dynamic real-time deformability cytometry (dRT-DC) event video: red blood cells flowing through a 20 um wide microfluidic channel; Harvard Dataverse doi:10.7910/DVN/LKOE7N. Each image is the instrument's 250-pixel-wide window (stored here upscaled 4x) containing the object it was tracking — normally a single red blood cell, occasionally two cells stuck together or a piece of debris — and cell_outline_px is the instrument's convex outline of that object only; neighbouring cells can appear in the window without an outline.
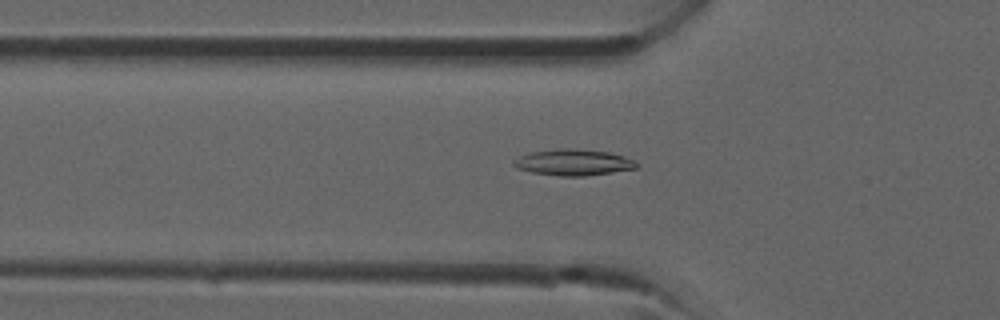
{"species": "common noctule bat (a hibernating species)", "species_latin": "Nyctalus noctula", "temperature_condition": "room temperature", "stored_images_in_passage": 31, "camera_frame_rate_fps": 3000, "um_per_image_px": 0.085, "animal": {"sex": "male", "forearm_length_mm": 52.5}, "frame": {"image": 1, "passage_image": 6, "time_ms": 1.667, "image_size_px": [1000, 320], "cell_outline_px": [[640, 164], [636, 168], [612, 172], [584, 176], [560, 176], [532, 172], [516, 168], [512, 164], [512, 160], [520, 156], [532, 152], [560, 148], [576, 148], [608, 152], [624, 156], [636, 160]], "centroid_in_image_um": [48.75, 13.8], "position_along_channel_um": 77.1, "area_um2": 18.84}}
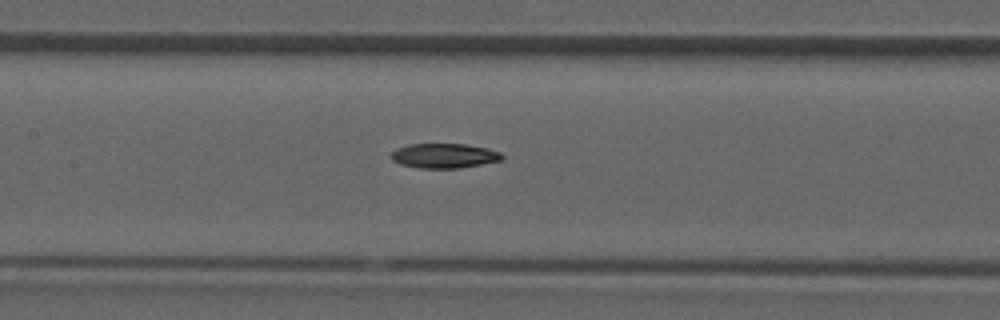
{"frame": {"image": 2, "passage_image": 11, "time_ms": 3.333, "image_size_px": [1000, 320], "cell_outline_px": [[504, 160], [460, 168], [420, 168], [400, 164], [392, 160], [392, 152], [396, 148], [408, 144], [464, 144], [488, 148], [500, 152], [504, 156]], "centroid_in_image_um": [37.78, 13.24], "position_along_channel_um": 169.6, "area_um2": 16.01}}
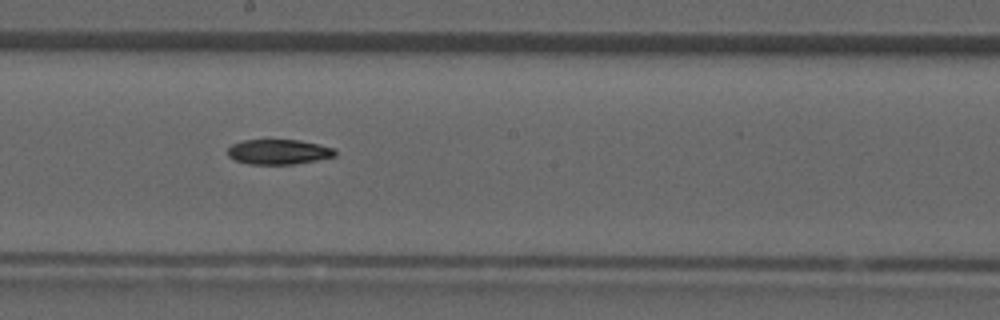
{"frame": {"image": 3, "passage_image": 14, "time_ms": 4.333, "image_size_px": [1000, 320], "cell_outline_px": [[336, 156], [316, 160], [292, 164], [248, 164], [236, 160], [228, 156], [228, 148], [232, 144], [244, 140], [300, 140], [320, 144], [332, 148], [336, 152]], "centroid_in_image_um": [23.68, 12.9], "position_along_channel_um": 224.5, "area_um2": 15.55}}